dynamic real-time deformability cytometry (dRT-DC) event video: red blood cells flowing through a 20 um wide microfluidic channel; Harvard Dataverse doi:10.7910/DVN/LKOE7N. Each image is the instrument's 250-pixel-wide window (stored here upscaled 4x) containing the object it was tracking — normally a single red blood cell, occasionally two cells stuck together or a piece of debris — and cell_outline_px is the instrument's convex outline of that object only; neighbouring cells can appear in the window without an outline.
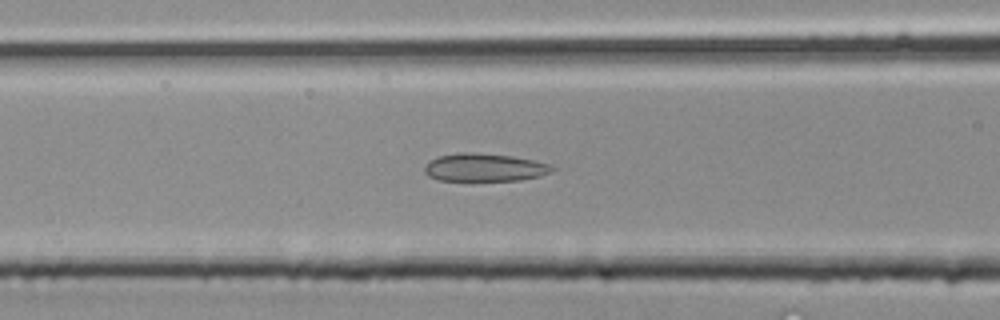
{"species": "common noctule bat (a hibernating species)", "species_latin": "Nyctalus noctula", "temperature_condition": "room temperature", "stored_images_in_passage": 30, "segment_of_instrument_passage": [2, 2], "camera_frame_rate_fps": 3000, "um_per_image_px": 0.085, "animal": {"sex": "male", "body_mass_g": 20.4}, "frame": {"image": 1, "passage_image": 13, "time_ms": 4.0, "image_size_px": [1000, 320], "cell_outline_px": [[556, 168], [552, 172], [540, 176], [520, 180], [436, 180], [428, 176], [424, 172], [424, 168], [432, 160], [440, 156], [460, 152], [468, 152], [512, 156], [552, 164]], "centroid_in_image_um": [41.22, 14.24], "position_along_channel_um": 125.4, "area_um2": 20.63}}
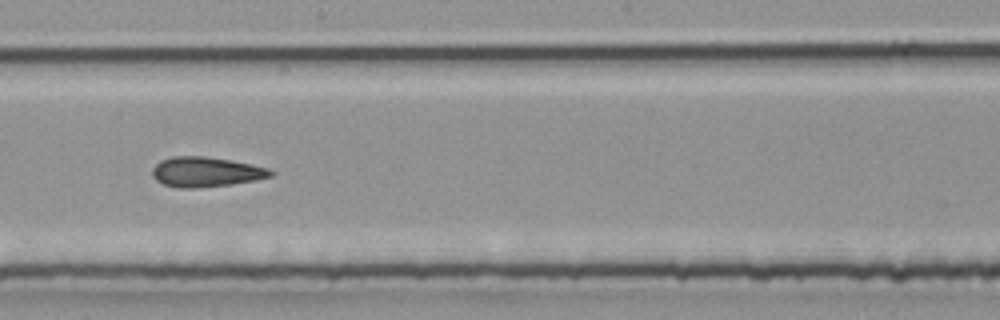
{"frame": {"image": 2, "passage_image": 18, "time_ms": 5.667, "image_size_px": [1000, 320], "cell_outline_px": [[276, 172], [272, 176], [256, 180], [232, 184], [196, 188], [180, 188], [164, 184], [156, 180], [152, 176], [152, 168], [160, 160], [172, 156], [204, 156], [252, 164], [268, 168]], "centroid_in_image_um": [17.5, 14.61], "position_along_channel_um": 230.7, "area_um2": 20.69}}
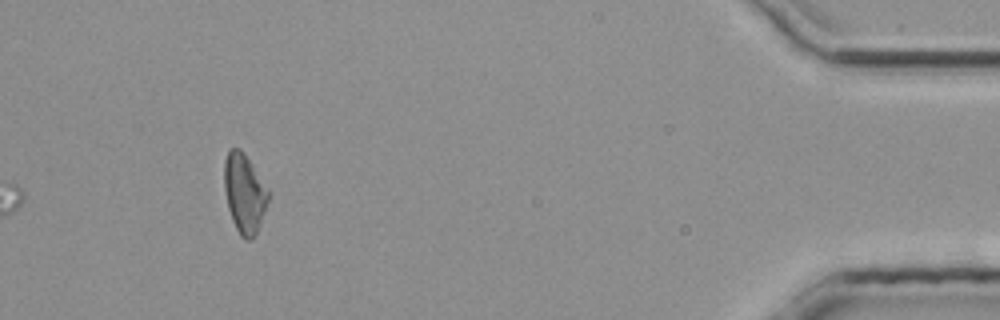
{"frame": {"image": 3, "passage_image": 30, "time_ms": 9.667, "image_size_px": [1000, 320], "cell_outline_px": [[268, 200], [256, 232], [252, 240], [244, 240], [240, 236], [232, 220], [228, 208], [224, 188], [224, 160], [228, 152], [232, 148], [240, 148], [244, 152], [268, 188]], "centroid_in_image_um": [20.75, 16.42], "position_along_channel_um": 414.4, "area_um2": 20.17}}